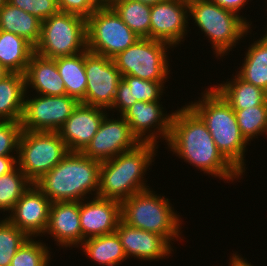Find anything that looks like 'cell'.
Listing matches in <instances>:
<instances>
[{"instance_id":"6da1fadb","label":"cell","mask_w":267,"mask_h":266,"mask_svg":"<svg viewBox=\"0 0 267 266\" xmlns=\"http://www.w3.org/2000/svg\"><path fill=\"white\" fill-rule=\"evenodd\" d=\"M167 145L173 154L204 174L228 183L243 177L219 152L206 124L187 104L173 113Z\"/></svg>"},{"instance_id":"7a4b0ae2","label":"cell","mask_w":267,"mask_h":266,"mask_svg":"<svg viewBox=\"0 0 267 266\" xmlns=\"http://www.w3.org/2000/svg\"><path fill=\"white\" fill-rule=\"evenodd\" d=\"M158 146L151 142H141L129 151L101 162L97 196L121 202L133 194L150 189L144 176L154 162Z\"/></svg>"},{"instance_id":"3957f363","label":"cell","mask_w":267,"mask_h":266,"mask_svg":"<svg viewBox=\"0 0 267 266\" xmlns=\"http://www.w3.org/2000/svg\"><path fill=\"white\" fill-rule=\"evenodd\" d=\"M202 98L188 106L202 119L213 137L219 152L241 174H245V151L249 144L242 136L235 111L211 86L201 93Z\"/></svg>"},{"instance_id":"277c9868","label":"cell","mask_w":267,"mask_h":266,"mask_svg":"<svg viewBox=\"0 0 267 266\" xmlns=\"http://www.w3.org/2000/svg\"><path fill=\"white\" fill-rule=\"evenodd\" d=\"M99 177L100 162L90 159L82 152H69L34 184L51 203L81 202L88 200L90 194L97 196Z\"/></svg>"},{"instance_id":"5b68a950","label":"cell","mask_w":267,"mask_h":266,"mask_svg":"<svg viewBox=\"0 0 267 266\" xmlns=\"http://www.w3.org/2000/svg\"><path fill=\"white\" fill-rule=\"evenodd\" d=\"M151 188L121 201V221L128 226L156 233L170 244L182 232L181 221L168 198Z\"/></svg>"},{"instance_id":"8992f818","label":"cell","mask_w":267,"mask_h":266,"mask_svg":"<svg viewBox=\"0 0 267 266\" xmlns=\"http://www.w3.org/2000/svg\"><path fill=\"white\" fill-rule=\"evenodd\" d=\"M188 9L198 30L211 41L216 57L226 56L242 37L251 34L252 22L211 0H188Z\"/></svg>"},{"instance_id":"52a82bcc","label":"cell","mask_w":267,"mask_h":266,"mask_svg":"<svg viewBox=\"0 0 267 266\" xmlns=\"http://www.w3.org/2000/svg\"><path fill=\"white\" fill-rule=\"evenodd\" d=\"M86 49V18L59 11L41 23V37L34 52L55 59L73 56Z\"/></svg>"},{"instance_id":"ba28073f","label":"cell","mask_w":267,"mask_h":266,"mask_svg":"<svg viewBox=\"0 0 267 266\" xmlns=\"http://www.w3.org/2000/svg\"><path fill=\"white\" fill-rule=\"evenodd\" d=\"M69 153L59 132L22 130L17 166L34 184Z\"/></svg>"},{"instance_id":"9c48e42d","label":"cell","mask_w":267,"mask_h":266,"mask_svg":"<svg viewBox=\"0 0 267 266\" xmlns=\"http://www.w3.org/2000/svg\"><path fill=\"white\" fill-rule=\"evenodd\" d=\"M86 35L87 50L110 59L140 38L107 3L86 19Z\"/></svg>"},{"instance_id":"30bf717a","label":"cell","mask_w":267,"mask_h":266,"mask_svg":"<svg viewBox=\"0 0 267 266\" xmlns=\"http://www.w3.org/2000/svg\"><path fill=\"white\" fill-rule=\"evenodd\" d=\"M170 47L173 48L162 41L139 38L112 60L121 76L130 75L150 81H166L170 71L167 54Z\"/></svg>"},{"instance_id":"8fae6325","label":"cell","mask_w":267,"mask_h":266,"mask_svg":"<svg viewBox=\"0 0 267 266\" xmlns=\"http://www.w3.org/2000/svg\"><path fill=\"white\" fill-rule=\"evenodd\" d=\"M24 98V110L21 119L22 130L58 132L71 116L79 102L68 95L46 96L31 94Z\"/></svg>"},{"instance_id":"7c38bea8","label":"cell","mask_w":267,"mask_h":266,"mask_svg":"<svg viewBox=\"0 0 267 266\" xmlns=\"http://www.w3.org/2000/svg\"><path fill=\"white\" fill-rule=\"evenodd\" d=\"M84 67L87 87L81 103L109 110L122 79L120 71L112 59L87 49L84 51Z\"/></svg>"},{"instance_id":"4fadbf2b","label":"cell","mask_w":267,"mask_h":266,"mask_svg":"<svg viewBox=\"0 0 267 266\" xmlns=\"http://www.w3.org/2000/svg\"><path fill=\"white\" fill-rule=\"evenodd\" d=\"M108 116V113L104 116L97 133L82 151L84 155L100 163L141 143L131 132L130 125L122 115L117 119Z\"/></svg>"},{"instance_id":"5bb4252c","label":"cell","mask_w":267,"mask_h":266,"mask_svg":"<svg viewBox=\"0 0 267 266\" xmlns=\"http://www.w3.org/2000/svg\"><path fill=\"white\" fill-rule=\"evenodd\" d=\"M188 0H164L151 6L150 38L177 47L188 34Z\"/></svg>"},{"instance_id":"9a60e30c","label":"cell","mask_w":267,"mask_h":266,"mask_svg":"<svg viewBox=\"0 0 267 266\" xmlns=\"http://www.w3.org/2000/svg\"><path fill=\"white\" fill-rule=\"evenodd\" d=\"M163 109L160 101H137L122 116L130 125L131 132L140 142L157 144L159 142L157 140L162 138L167 143L171 133V120L174 112L167 114Z\"/></svg>"},{"instance_id":"2e32d148","label":"cell","mask_w":267,"mask_h":266,"mask_svg":"<svg viewBox=\"0 0 267 266\" xmlns=\"http://www.w3.org/2000/svg\"><path fill=\"white\" fill-rule=\"evenodd\" d=\"M50 206L48 197L32 184L6 218L29 238L42 237L48 226Z\"/></svg>"},{"instance_id":"e0dca14e","label":"cell","mask_w":267,"mask_h":266,"mask_svg":"<svg viewBox=\"0 0 267 266\" xmlns=\"http://www.w3.org/2000/svg\"><path fill=\"white\" fill-rule=\"evenodd\" d=\"M107 110L79 102L58 131L69 152H82L97 133Z\"/></svg>"},{"instance_id":"ac0fdd59","label":"cell","mask_w":267,"mask_h":266,"mask_svg":"<svg viewBox=\"0 0 267 266\" xmlns=\"http://www.w3.org/2000/svg\"><path fill=\"white\" fill-rule=\"evenodd\" d=\"M120 221V201L95 196L80 202L82 243L87 238L115 232Z\"/></svg>"},{"instance_id":"d6986e66","label":"cell","mask_w":267,"mask_h":266,"mask_svg":"<svg viewBox=\"0 0 267 266\" xmlns=\"http://www.w3.org/2000/svg\"><path fill=\"white\" fill-rule=\"evenodd\" d=\"M116 232L127 259L131 256L139 260L158 261L166 256L170 257L172 251L174 252L173 246L164 237L128 226L122 221L119 222Z\"/></svg>"},{"instance_id":"ffe728a7","label":"cell","mask_w":267,"mask_h":266,"mask_svg":"<svg viewBox=\"0 0 267 266\" xmlns=\"http://www.w3.org/2000/svg\"><path fill=\"white\" fill-rule=\"evenodd\" d=\"M45 233H48L60 248L79 247L82 244L80 202L51 203L49 222Z\"/></svg>"},{"instance_id":"44dd1931","label":"cell","mask_w":267,"mask_h":266,"mask_svg":"<svg viewBox=\"0 0 267 266\" xmlns=\"http://www.w3.org/2000/svg\"><path fill=\"white\" fill-rule=\"evenodd\" d=\"M25 85L27 93L31 87L32 92L35 90L38 95H67L55 59L42 57L35 52L31 55L25 72Z\"/></svg>"},{"instance_id":"7402d4cb","label":"cell","mask_w":267,"mask_h":266,"mask_svg":"<svg viewBox=\"0 0 267 266\" xmlns=\"http://www.w3.org/2000/svg\"><path fill=\"white\" fill-rule=\"evenodd\" d=\"M167 81H150L136 78L130 75L122 76L118 84L115 100L112 107L118 115H122L129 107L137 101L155 102L162 100L161 96L165 90L164 83Z\"/></svg>"},{"instance_id":"603a6c76","label":"cell","mask_w":267,"mask_h":266,"mask_svg":"<svg viewBox=\"0 0 267 266\" xmlns=\"http://www.w3.org/2000/svg\"><path fill=\"white\" fill-rule=\"evenodd\" d=\"M229 80V81H228ZM233 110H242L258 105H267V92L247 83L237 75L233 79L213 87Z\"/></svg>"},{"instance_id":"cb8c5ba5","label":"cell","mask_w":267,"mask_h":266,"mask_svg":"<svg viewBox=\"0 0 267 266\" xmlns=\"http://www.w3.org/2000/svg\"><path fill=\"white\" fill-rule=\"evenodd\" d=\"M41 21L32 14L6 2L0 8V30L23 37L33 47L40 41Z\"/></svg>"},{"instance_id":"d4e9b609","label":"cell","mask_w":267,"mask_h":266,"mask_svg":"<svg viewBox=\"0 0 267 266\" xmlns=\"http://www.w3.org/2000/svg\"><path fill=\"white\" fill-rule=\"evenodd\" d=\"M25 93V74L10 73L0 81V121H21Z\"/></svg>"},{"instance_id":"484cf974","label":"cell","mask_w":267,"mask_h":266,"mask_svg":"<svg viewBox=\"0 0 267 266\" xmlns=\"http://www.w3.org/2000/svg\"><path fill=\"white\" fill-rule=\"evenodd\" d=\"M82 245V246H81ZM79 247L86 257L102 266H118L127 260L117 232L87 238ZM120 263V264H119Z\"/></svg>"},{"instance_id":"4316f807","label":"cell","mask_w":267,"mask_h":266,"mask_svg":"<svg viewBox=\"0 0 267 266\" xmlns=\"http://www.w3.org/2000/svg\"><path fill=\"white\" fill-rule=\"evenodd\" d=\"M34 47L23 37L0 30V64L11 73L25 74Z\"/></svg>"},{"instance_id":"83f0119b","label":"cell","mask_w":267,"mask_h":266,"mask_svg":"<svg viewBox=\"0 0 267 266\" xmlns=\"http://www.w3.org/2000/svg\"><path fill=\"white\" fill-rule=\"evenodd\" d=\"M243 60L236 75L267 92V38L264 35L249 45Z\"/></svg>"},{"instance_id":"f1b7e54d","label":"cell","mask_w":267,"mask_h":266,"mask_svg":"<svg viewBox=\"0 0 267 266\" xmlns=\"http://www.w3.org/2000/svg\"><path fill=\"white\" fill-rule=\"evenodd\" d=\"M56 66L63 79L66 93L78 102L85 98L87 78L84 67V51L73 56L55 58Z\"/></svg>"},{"instance_id":"f546056e","label":"cell","mask_w":267,"mask_h":266,"mask_svg":"<svg viewBox=\"0 0 267 266\" xmlns=\"http://www.w3.org/2000/svg\"><path fill=\"white\" fill-rule=\"evenodd\" d=\"M106 3L136 35L150 38L151 6L130 0H108Z\"/></svg>"},{"instance_id":"4dcf8cb0","label":"cell","mask_w":267,"mask_h":266,"mask_svg":"<svg viewBox=\"0 0 267 266\" xmlns=\"http://www.w3.org/2000/svg\"><path fill=\"white\" fill-rule=\"evenodd\" d=\"M32 184L18 166L0 176V211L10 213L22 194Z\"/></svg>"},{"instance_id":"1f68e13d","label":"cell","mask_w":267,"mask_h":266,"mask_svg":"<svg viewBox=\"0 0 267 266\" xmlns=\"http://www.w3.org/2000/svg\"><path fill=\"white\" fill-rule=\"evenodd\" d=\"M234 111L240 132L248 143L260 134L267 135V105Z\"/></svg>"},{"instance_id":"d6a6232c","label":"cell","mask_w":267,"mask_h":266,"mask_svg":"<svg viewBox=\"0 0 267 266\" xmlns=\"http://www.w3.org/2000/svg\"><path fill=\"white\" fill-rule=\"evenodd\" d=\"M29 239L7 218L0 220V266H10L17 250Z\"/></svg>"},{"instance_id":"836d02e7","label":"cell","mask_w":267,"mask_h":266,"mask_svg":"<svg viewBox=\"0 0 267 266\" xmlns=\"http://www.w3.org/2000/svg\"><path fill=\"white\" fill-rule=\"evenodd\" d=\"M34 240L35 238H29L24 242L14 255L10 266H50L52 252L45 243Z\"/></svg>"},{"instance_id":"e575fe53","label":"cell","mask_w":267,"mask_h":266,"mask_svg":"<svg viewBox=\"0 0 267 266\" xmlns=\"http://www.w3.org/2000/svg\"><path fill=\"white\" fill-rule=\"evenodd\" d=\"M21 133V122L0 121V156H18Z\"/></svg>"},{"instance_id":"d590c367","label":"cell","mask_w":267,"mask_h":266,"mask_svg":"<svg viewBox=\"0 0 267 266\" xmlns=\"http://www.w3.org/2000/svg\"><path fill=\"white\" fill-rule=\"evenodd\" d=\"M8 2L32 14L41 22L60 11L57 0H8Z\"/></svg>"},{"instance_id":"8d00e7d4","label":"cell","mask_w":267,"mask_h":266,"mask_svg":"<svg viewBox=\"0 0 267 266\" xmlns=\"http://www.w3.org/2000/svg\"><path fill=\"white\" fill-rule=\"evenodd\" d=\"M61 12L72 13L88 18L104 2L102 0H57Z\"/></svg>"},{"instance_id":"74e56055","label":"cell","mask_w":267,"mask_h":266,"mask_svg":"<svg viewBox=\"0 0 267 266\" xmlns=\"http://www.w3.org/2000/svg\"><path fill=\"white\" fill-rule=\"evenodd\" d=\"M211 1L226 10H229L237 15H240L239 12L241 11V9H243V7H245L248 4L247 2L249 0H211Z\"/></svg>"},{"instance_id":"f35d334b","label":"cell","mask_w":267,"mask_h":266,"mask_svg":"<svg viewBox=\"0 0 267 266\" xmlns=\"http://www.w3.org/2000/svg\"><path fill=\"white\" fill-rule=\"evenodd\" d=\"M18 156H0V176L12 171L17 166Z\"/></svg>"},{"instance_id":"ab89813d","label":"cell","mask_w":267,"mask_h":266,"mask_svg":"<svg viewBox=\"0 0 267 266\" xmlns=\"http://www.w3.org/2000/svg\"><path fill=\"white\" fill-rule=\"evenodd\" d=\"M230 263L229 266H254L250 263H248L247 259H244L241 255L237 253H233L232 257L229 258Z\"/></svg>"},{"instance_id":"60d3db41","label":"cell","mask_w":267,"mask_h":266,"mask_svg":"<svg viewBox=\"0 0 267 266\" xmlns=\"http://www.w3.org/2000/svg\"><path fill=\"white\" fill-rule=\"evenodd\" d=\"M130 1H138V2L144 3L146 5L152 6V5H155L159 2H162L164 0H130Z\"/></svg>"},{"instance_id":"b9f144b4","label":"cell","mask_w":267,"mask_h":266,"mask_svg":"<svg viewBox=\"0 0 267 266\" xmlns=\"http://www.w3.org/2000/svg\"><path fill=\"white\" fill-rule=\"evenodd\" d=\"M11 72L0 64V81L8 76Z\"/></svg>"},{"instance_id":"7bdbcfd3","label":"cell","mask_w":267,"mask_h":266,"mask_svg":"<svg viewBox=\"0 0 267 266\" xmlns=\"http://www.w3.org/2000/svg\"><path fill=\"white\" fill-rule=\"evenodd\" d=\"M6 2H8V0H0V8L2 5H4Z\"/></svg>"}]
</instances>
